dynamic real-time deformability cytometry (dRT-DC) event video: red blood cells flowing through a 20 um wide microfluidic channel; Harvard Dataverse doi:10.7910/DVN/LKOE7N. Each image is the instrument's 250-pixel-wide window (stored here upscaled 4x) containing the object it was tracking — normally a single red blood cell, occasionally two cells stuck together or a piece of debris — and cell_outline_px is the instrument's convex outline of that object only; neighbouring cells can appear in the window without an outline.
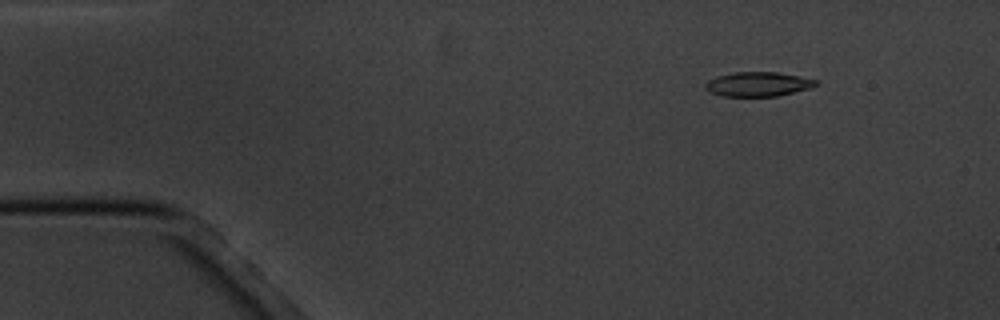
{"species": "common noctule bat (a hibernating species)", "species_latin": "Nyctalus noctula", "temperature_condition": "cold", "stored_images_in_passage": 5, "camera_frame_rate_fps": 3000, "um_per_image_px": 0.085, "animal": {"sex": "male", "body_mass_g": 20.1, "forearm_length_mm": 53.5}, "frame": {"image": 1, "passage_image": 2, "time_ms": 1.0, "image_size_px": [1000, 320], "cell_outline_px": [[820, 84], [808, 88], [776, 96], [720, 96], [704, 88], [704, 84], [708, 80], [716, 76], [732, 72], [776, 72], [816, 80]], "centroid_in_image_um": [64.37, 7.15], "position_along_channel_um": 20.6, "area_um2": 15.55}}
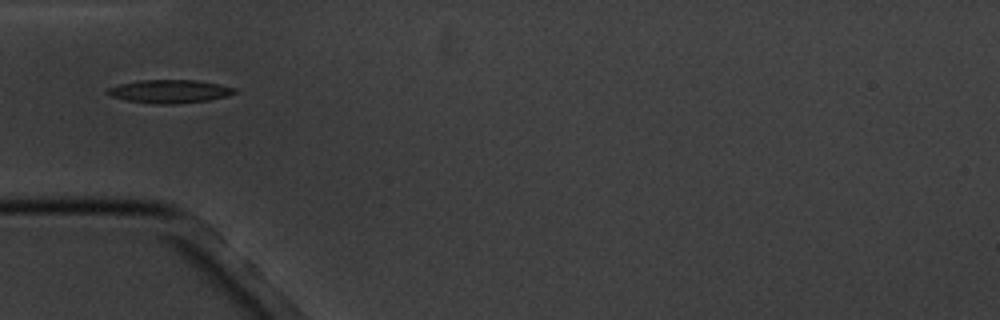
{"frame": {"image": 2, "passage_image": 5, "time_ms": 4.667, "image_size_px": [1000, 320], "cell_outline_px": [[240, 92], [228, 96], [208, 100], [176, 104], [152, 104], [128, 100], [112, 96], [104, 92], [108, 88], [120, 84], [140, 80], [196, 80], [236, 88]], "centroid_in_image_um": [14.45, 7.77], "position_along_channel_um": 70.6, "area_um2": 17.22}}